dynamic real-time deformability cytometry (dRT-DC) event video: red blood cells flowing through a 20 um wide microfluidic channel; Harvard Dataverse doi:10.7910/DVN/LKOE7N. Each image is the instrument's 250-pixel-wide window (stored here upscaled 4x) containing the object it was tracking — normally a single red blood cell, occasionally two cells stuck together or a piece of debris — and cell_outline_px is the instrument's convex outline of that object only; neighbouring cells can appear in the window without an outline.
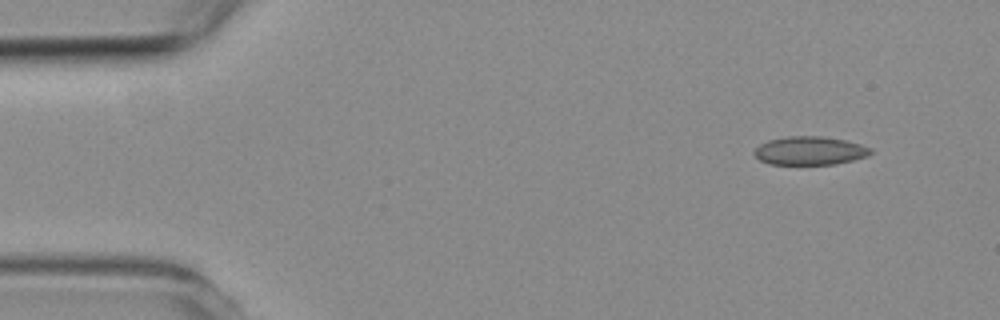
{"species": "common noctule bat (a hibernating species)", "species_latin": "Nyctalus noctula", "temperature_condition": "room temperature", "stored_images_in_passage": 4, "camera_frame_rate_fps": 3000, "um_per_image_px": 0.085, "animal": {"sex": "female", "body_mass_g": 19.3, "forearm_length_mm": 54.1}, "frame": {"image": 1, "passage_image": 1, "time_ms": 0.0, "image_size_px": [1000, 320], "cell_outline_px": [[872, 152], [868, 156], [852, 160], [832, 164], [768, 164], [760, 160], [752, 152], [760, 144], [768, 140], [788, 136], [820, 136], [844, 140], [860, 144], [872, 148]], "centroid_in_image_um": [68.82, 12.81], "position_along_channel_um": 16.2, "area_um2": 19.19}}